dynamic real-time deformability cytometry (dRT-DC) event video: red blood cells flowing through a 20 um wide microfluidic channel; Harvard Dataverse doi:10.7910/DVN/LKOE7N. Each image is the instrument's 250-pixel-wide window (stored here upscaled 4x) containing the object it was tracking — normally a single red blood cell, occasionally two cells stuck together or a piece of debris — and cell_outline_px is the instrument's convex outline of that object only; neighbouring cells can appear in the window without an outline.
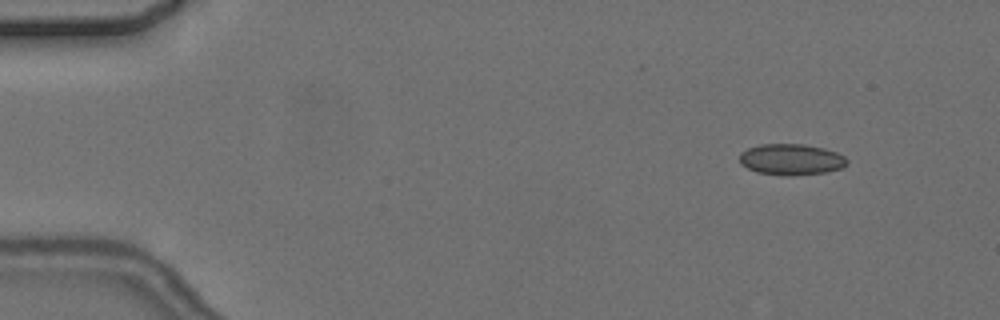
{"species": "common noctule bat (a hibernating species)", "species_latin": "Nyctalus noctula", "temperature_condition": "cold", "stored_images_in_passage": 5, "camera_frame_rate_fps": 3000, "um_per_image_px": 0.085, "animal": {"sex": "female", "body_mass_g": 24.6, "forearm_length_mm": 56.2}, "frame": {"image": 1, "passage_image": 2, "time_ms": 1.0, "image_size_px": [1000, 320], "cell_outline_px": [[848, 164], [840, 168], [824, 172], [756, 172], [740, 164], [740, 152], [748, 148], [760, 144], [804, 144], [824, 148], [836, 152], [844, 156], [848, 160]], "centroid_in_image_um": [67.25, 13.48], "position_along_channel_um": 17.8, "area_um2": 18.5}}